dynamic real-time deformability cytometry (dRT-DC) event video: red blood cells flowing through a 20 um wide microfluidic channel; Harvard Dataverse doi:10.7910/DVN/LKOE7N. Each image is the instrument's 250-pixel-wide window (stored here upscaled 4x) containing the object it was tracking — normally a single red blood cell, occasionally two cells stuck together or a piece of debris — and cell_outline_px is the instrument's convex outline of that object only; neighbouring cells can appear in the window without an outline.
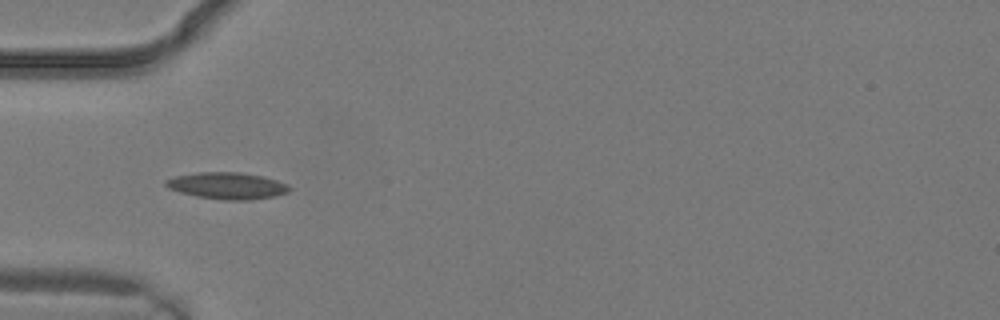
{"species": "common noctule bat (a hibernating species)", "species_latin": "Nyctalus noctula", "temperature_condition": "warm", "stored_images_in_passage": 3, "camera_frame_rate_fps": 3000, "um_per_image_px": 0.085, "animal": {"sex": "male", "body_mass_g": 19.2, "forearm_length_mm": 51.8}, "frame": {"image": 1, "passage_image": 3, "time_ms": 0.667, "image_size_px": [1000, 320], "cell_outline_px": [[292, 188], [288, 192], [276, 196], [252, 200], [224, 200], [196, 196], [180, 192], [168, 188], [164, 184], [164, 180], [176, 176], [196, 172], [240, 172], [264, 176], [288, 184]], "centroid_in_image_um": [19.33, 15.78], "position_along_channel_um": 65.7, "area_um2": 19.42}}